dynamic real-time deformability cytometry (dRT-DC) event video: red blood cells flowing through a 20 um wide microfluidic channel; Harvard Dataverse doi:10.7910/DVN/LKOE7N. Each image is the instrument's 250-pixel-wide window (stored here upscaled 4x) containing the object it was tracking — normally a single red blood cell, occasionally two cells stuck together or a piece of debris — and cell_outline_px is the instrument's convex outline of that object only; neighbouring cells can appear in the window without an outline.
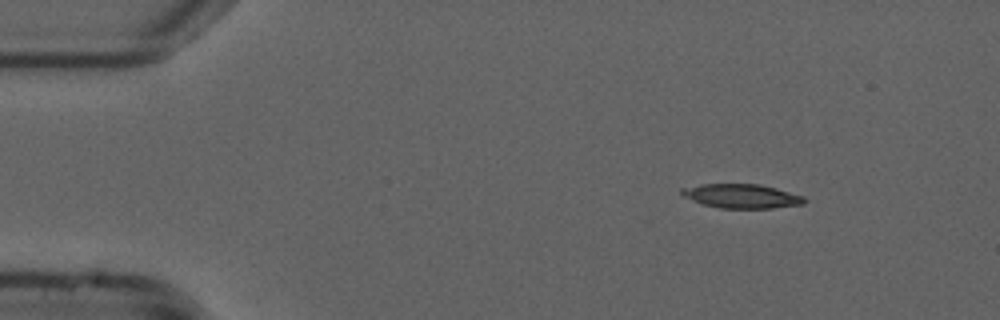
{"species": "common noctule bat (a hibernating species)", "species_latin": "Nyctalus noctula", "temperature_condition": "cold", "stored_images_in_passage": 8, "camera_frame_rate_fps": 3000, "um_per_image_px": 0.085, "animal": {"sex": "male", "forearm_length_mm": 52.5}, "frame": {"image": 1, "passage_image": 1, "time_ms": 0.0, "image_size_px": [1000, 320], "cell_outline_px": [[804, 204], [772, 208], [720, 208], [704, 204], [692, 200], [684, 196], [680, 192], [680, 188], [700, 184], [760, 184], [776, 188], [804, 196]], "centroid_in_image_um": [63.02, 16.66], "position_along_channel_um": 22.0, "area_um2": 17.17}}